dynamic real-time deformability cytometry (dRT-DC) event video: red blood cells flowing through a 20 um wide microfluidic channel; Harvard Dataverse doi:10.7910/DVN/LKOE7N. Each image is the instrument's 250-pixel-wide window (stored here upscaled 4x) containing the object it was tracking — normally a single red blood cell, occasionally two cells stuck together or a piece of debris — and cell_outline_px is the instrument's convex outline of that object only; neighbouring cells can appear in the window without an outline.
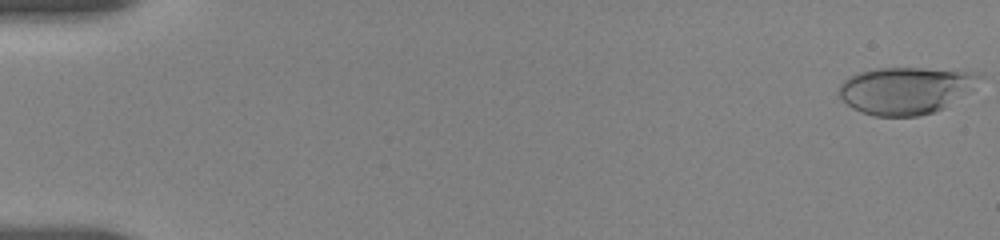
{"species": "human", "species_latin": "Homo sapiens", "temperature_condition": "room temperature", "stored_images_in_passage": 28, "camera_frame_rate_fps": 3000, "um_per_image_px": 0.085, "donor": {"sex": "female"}, "frame": {"image": 1, "passage_image": 1, "time_ms": 0.0, "image_size_px": [1000, 240], "cell_outline_px": [[984, 76], [968, 92], [944, 108], [920, 116], [872, 116], [860, 112], [852, 108], [840, 96], [840, 84], [848, 76], [856, 72], [876, 68], [956, 68], [980, 72]], "centroid_in_image_um": [77.03, 7.65], "position_along_channel_um": 8.0, "area_um2": 39.19}}
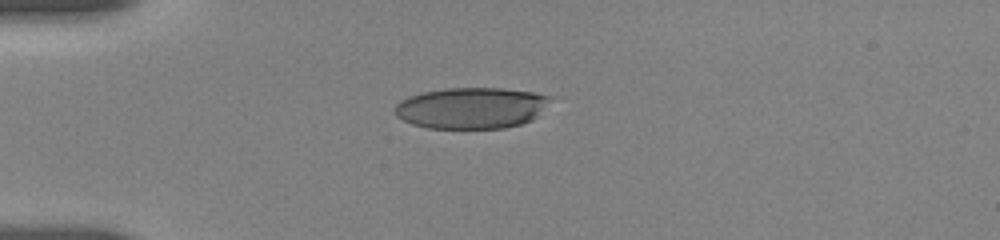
{"frame": {"image": 2, "passage_image": 18, "time_ms": 4.667, "image_size_px": [1000, 240], "cell_outline_px": [[556, 96], [532, 120], [520, 124], [504, 128], [428, 128], [412, 124], [396, 116], [396, 104], [400, 100], [408, 96], [424, 92], [444, 88], [500, 88], [532, 92]], "centroid_in_image_um": [40.09, 9.17], "position_along_channel_um": 44.9, "area_um2": 37.4}}
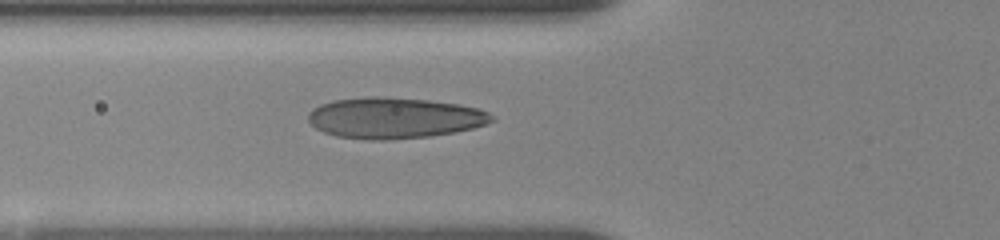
{"frame": {"image": 3, "passage_image": 27, "time_ms": 6.667, "image_size_px": [1000, 240], "cell_outline_px": [[496, 120], [472, 128], [456, 132], [432, 136], [384, 140], [368, 140], [336, 136], [324, 132], [316, 128], [308, 120], [308, 112], [312, 108], [320, 104], [332, 100], [368, 96], [380, 96], [428, 100], [460, 104], [476, 108], [488, 112]], "centroid_in_image_um": [33.49, 10.02], "position_along_channel_um": 92.3, "area_um2": 43.99}}